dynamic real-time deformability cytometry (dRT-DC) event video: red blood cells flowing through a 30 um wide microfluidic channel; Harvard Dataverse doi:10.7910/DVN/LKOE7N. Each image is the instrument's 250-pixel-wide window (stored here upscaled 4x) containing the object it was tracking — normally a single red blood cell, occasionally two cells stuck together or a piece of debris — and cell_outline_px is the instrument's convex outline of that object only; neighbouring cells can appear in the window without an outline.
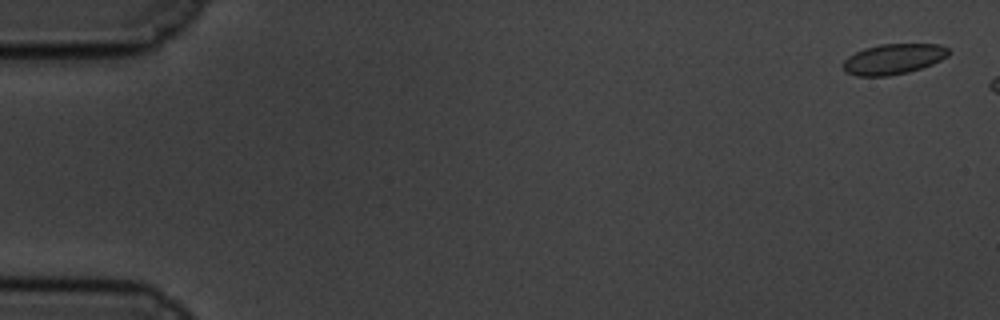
{"species": "common noctule bat (a hibernating species)", "species_latin": "Nyctalus noctula", "temperature_condition": "cold", "stored_images_in_passage": 8, "camera_frame_rate_fps": 3000, "um_per_image_px": 0.085, "animal": {"sex": "male", "body_mass_g": 19.5, "forearm_length_mm": 54.6}, "frame": {"image": 1, "passage_image": 2, "time_ms": 0.333, "image_size_px": [1000, 320], "cell_outline_px": [[952, 52], [948, 56], [932, 64], [908, 72], [888, 76], [856, 76], [844, 72], [840, 64], [848, 56], [864, 48], [880, 44], [940, 44], [948, 48]], "centroid_in_image_um": [75.91, 5.02], "position_along_channel_um": 9.1, "area_um2": 18.96}}